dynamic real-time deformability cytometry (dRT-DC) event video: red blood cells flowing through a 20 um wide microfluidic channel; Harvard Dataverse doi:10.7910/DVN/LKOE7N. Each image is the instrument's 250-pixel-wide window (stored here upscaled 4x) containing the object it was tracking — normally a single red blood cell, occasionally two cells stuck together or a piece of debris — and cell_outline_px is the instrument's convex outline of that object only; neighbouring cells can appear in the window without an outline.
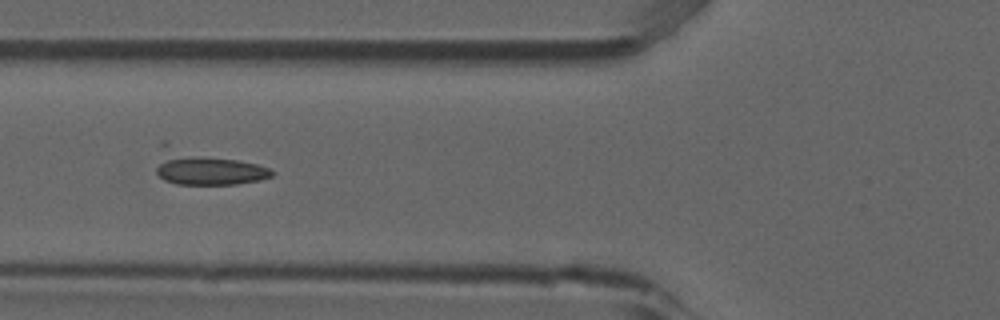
{"species": "common noctule bat (a hibernating species)", "species_latin": "Nyctalus noctula", "temperature_condition": "room temperature", "stored_images_in_passage": 5, "camera_frame_rate_fps": 3000, "um_per_image_px": 0.085, "animal": {"sex": "male", "forearm_length_mm": 52.5}, "frame": {"image": 1, "passage_image": 3, "time_ms": 0.667, "image_size_px": [1000, 320], "cell_outline_px": [[276, 172], [272, 176], [260, 180], [236, 184], [176, 184], [164, 180], [156, 172], [156, 168], [160, 140], [164, 140], [256, 164], [268, 168]], "centroid_in_image_um": [17.39, 14.18], "position_along_channel_um": 108.4, "area_um2": 23.99}}
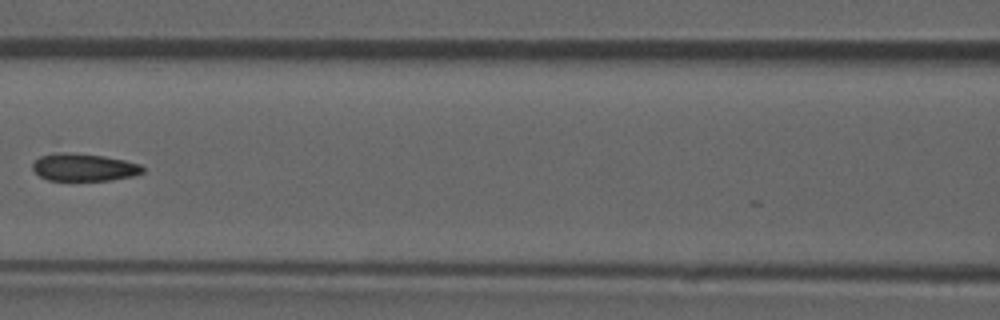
{"frame": {"image": 2, "passage_image": 4, "time_ms": 1.0, "image_size_px": [1000, 320], "cell_outline_px": [[144, 172], [132, 176], [112, 180], [48, 180], [40, 176], [32, 168], [32, 164], [40, 156], [56, 152], [68, 152], [104, 156], [124, 160], [140, 164], [144, 168]], "centroid_in_image_um": [7.13, 14.21], "position_along_channel_um": 159.5, "area_um2": 17.63}}